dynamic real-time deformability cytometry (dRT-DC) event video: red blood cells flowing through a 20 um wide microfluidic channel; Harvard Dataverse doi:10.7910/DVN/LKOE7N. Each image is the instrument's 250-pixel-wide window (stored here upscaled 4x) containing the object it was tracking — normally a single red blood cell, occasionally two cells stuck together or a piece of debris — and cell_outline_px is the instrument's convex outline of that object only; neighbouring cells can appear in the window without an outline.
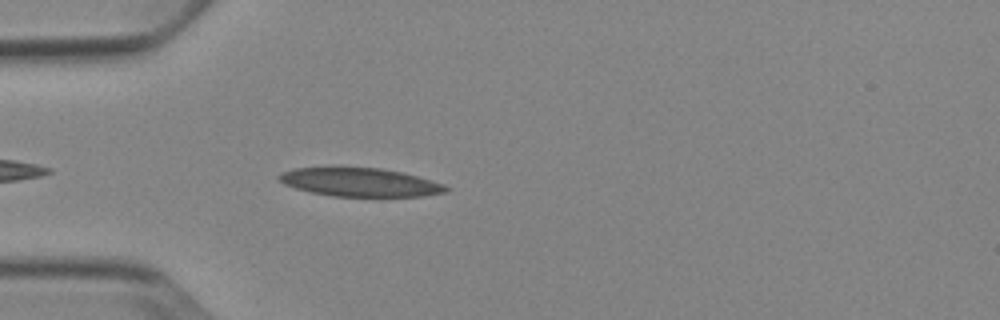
{"species": "Egyptian fruit bat (a non-hibernating species)", "species_latin": "Rousettus aegyptiacus", "temperature_condition": "cold", "stored_images_in_passage": 21, "camera_frame_rate_fps": 3000, "um_per_image_px": 0.085, "animal": {"sex": "female"}, "frame": {"image": 1, "passage_image": 4, "time_ms": 1.0, "image_size_px": [1000, 320], "cell_outline_px": [[452, 188], [444, 192], [424, 196], [332, 196], [312, 192], [296, 188], [284, 184], [276, 176], [280, 172], [296, 168], [340, 164], [380, 168], [400, 172], [416, 176], [444, 184]], "centroid_in_image_um": [30.52, 15.44], "position_along_channel_um": 54.5, "area_um2": 28.55}}
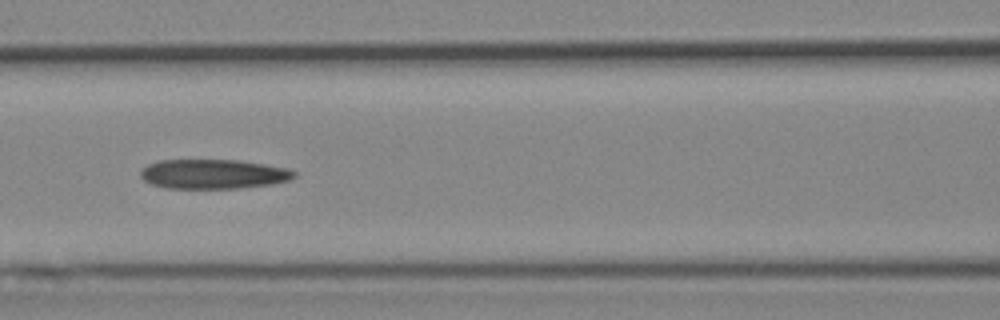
{"frame": {"image": 2, "passage_image": 12, "time_ms": 3.667, "image_size_px": [1000, 320], "cell_outline_px": [[296, 176], [288, 180], [272, 184], [240, 188], [168, 188], [152, 184], [144, 180], [140, 176], [140, 172], [148, 164], [160, 160], [236, 160], [288, 168], [296, 172]], "centroid_in_image_um": [18.13, 14.79], "position_along_channel_um": 148.5, "area_um2": 26.24}}
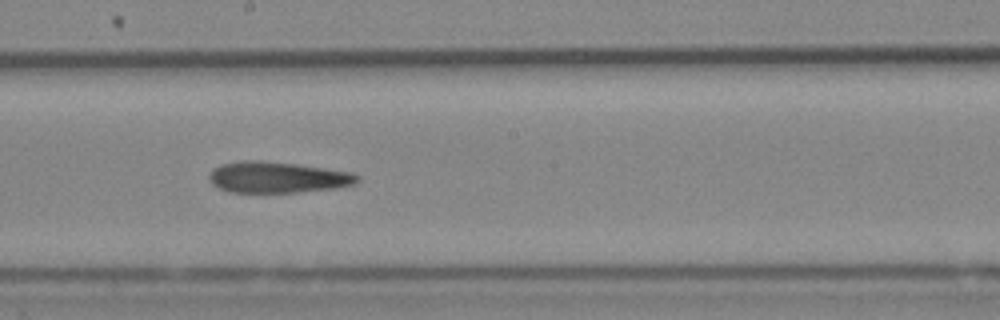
{"frame": {"image": 3, "passage_image": 18, "time_ms": 5.667, "image_size_px": [1000, 320], "cell_outline_px": [[360, 180], [356, 184], [332, 188], [296, 192], [232, 192], [220, 188], [212, 184], [208, 180], [208, 176], [212, 168], [220, 164], [240, 160], [260, 160], [296, 164], [352, 172], [360, 176]], "centroid_in_image_um": [23.56, 15.06], "position_along_channel_um": 224.6, "area_um2": 26.93}}